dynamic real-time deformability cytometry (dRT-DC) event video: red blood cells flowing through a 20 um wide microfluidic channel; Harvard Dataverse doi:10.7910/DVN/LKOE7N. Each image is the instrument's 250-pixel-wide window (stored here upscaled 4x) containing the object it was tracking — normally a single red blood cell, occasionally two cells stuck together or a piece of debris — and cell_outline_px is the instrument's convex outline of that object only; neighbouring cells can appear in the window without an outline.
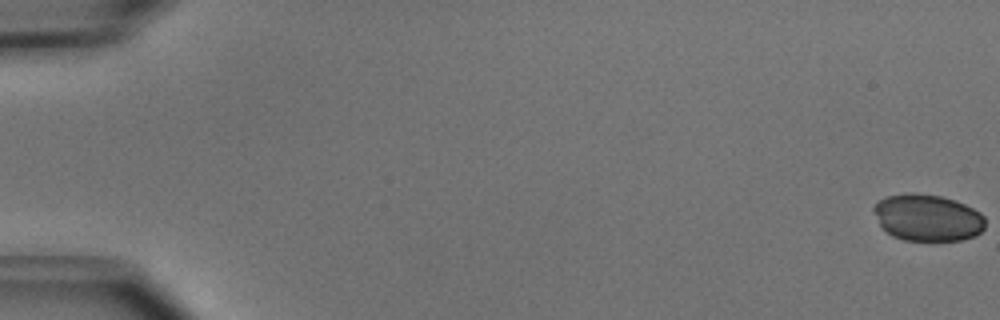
{"species": "common noctule bat (a hibernating species)", "species_latin": "Nyctalus noctula", "temperature_condition": "cold", "stored_images_in_passage": 17, "camera_frame_rate_fps": 3000, "um_per_image_px": 0.085, "animal": {"sex": "male", "body_mass_g": 15.6}, "frame": {"image": 1, "passage_image": 1, "time_ms": 0.0, "image_size_px": [1000, 320], "cell_outline_px": [[984, 228], [976, 236], [960, 240], [904, 240], [892, 236], [880, 224], [872, 208], [884, 196], [912, 192], [940, 196], [956, 200], [980, 212], [984, 216]], "centroid_in_image_um": [78.85, 18.49], "position_along_channel_um": 6.2, "area_um2": 30.29}}
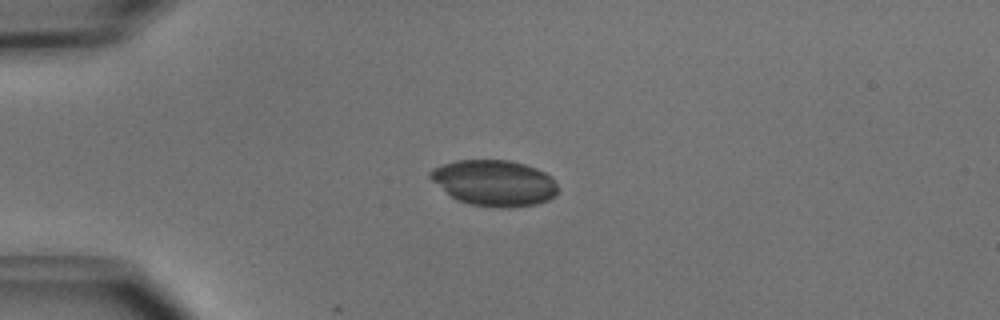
{"frame": {"image": 2, "passage_image": 14, "time_ms": 4.333, "image_size_px": [1000, 320], "cell_outline_px": [[556, 196], [548, 200], [536, 204], [504, 208], [500, 208], [468, 204], [456, 200], [432, 180], [428, 176], [428, 172], [432, 168], [456, 160], [508, 160], [524, 164], [536, 168], [552, 176], [556, 184]], "centroid_in_image_um": [42.01, 15.55], "position_along_channel_um": 43.0, "area_um2": 34.16}}